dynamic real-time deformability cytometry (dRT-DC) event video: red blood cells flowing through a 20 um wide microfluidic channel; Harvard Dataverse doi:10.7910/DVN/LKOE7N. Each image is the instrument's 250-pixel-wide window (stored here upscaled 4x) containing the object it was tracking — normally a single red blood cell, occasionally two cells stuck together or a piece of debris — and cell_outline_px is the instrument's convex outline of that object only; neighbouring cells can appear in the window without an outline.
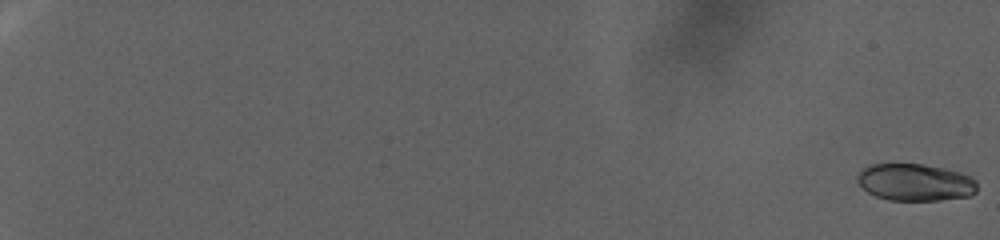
{"species": "human", "species_latin": "Homo sapiens", "temperature_condition": "warm", "stored_images_in_passage": 96, "camera_frame_rate_fps": 3000, "um_per_image_px": 0.085, "donor": {"sex": "female"}, "frame": {"image": 1, "passage_image": 1, "time_ms": 0.0, "image_size_px": [1000, 240], "cell_outline_px": [[976, 192], [972, 196], [940, 200], [888, 200], [876, 196], [868, 192], [856, 180], [856, 176], [868, 164], [924, 164], [944, 168], [960, 172], [976, 180]], "centroid_in_image_um": [77.8, 15.49], "position_along_channel_um": 7.2, "area_um2": 25.95}}
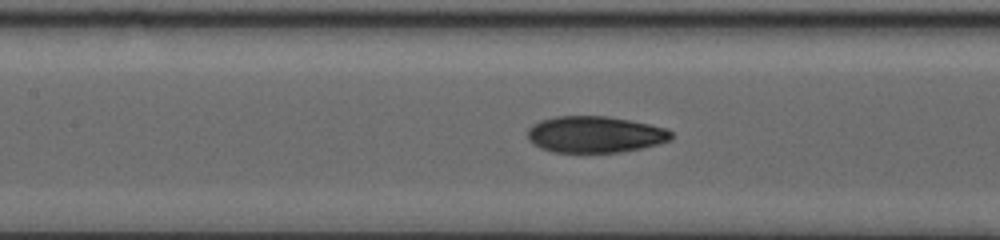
{"frame": {"image": 2, "passage_image": 54, "time_ms": 17.667, "image_size_px": [1000, 240], "cell_outline_px": [[672, 140], [640, 148], [620, 152], [552, 152], [540, 148], [532, 144], [528, 140], [528, 128], [532, 124], [540, 120], [556, 116], [608, 116], [668, 128], [672, 132]], "centroid_in_image_um": [50.55, 11.42], "position_along_channel_um": 156.9, "area_um2": 30.63}}
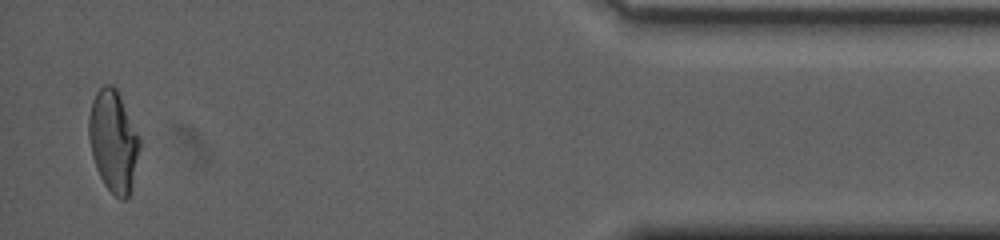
{"frame": {"image": 3, "passage_image": 94, "time_ms": 31.0, "image_size_px": [1000, 240], "cell_outline_px": [[140, 148], [128, 196], [124, 200], [120, 200], [104, 184], [96, 168], [92, 156], [88, 136], [88, 116], [92, 100], [96, 92], [104, 84], [112, 84], [116, 88], [140, 136]], "centroid_in_image_um": [9.61, 11.95], "position_along_channel_um": 425.6, "area_um2": 29.94}, "authors_computed_cell_mechanics": {"area_um2": 29.8826, "velocity_mm_per_s": 2.409, "shape_relaxation_time_tau1_ms": 11.3114, "shape_relaxation_time_tau2_ms": 1.7838, "deformation_change_tau1": 0.26, "deformation_change_tau2": 0.0614}}